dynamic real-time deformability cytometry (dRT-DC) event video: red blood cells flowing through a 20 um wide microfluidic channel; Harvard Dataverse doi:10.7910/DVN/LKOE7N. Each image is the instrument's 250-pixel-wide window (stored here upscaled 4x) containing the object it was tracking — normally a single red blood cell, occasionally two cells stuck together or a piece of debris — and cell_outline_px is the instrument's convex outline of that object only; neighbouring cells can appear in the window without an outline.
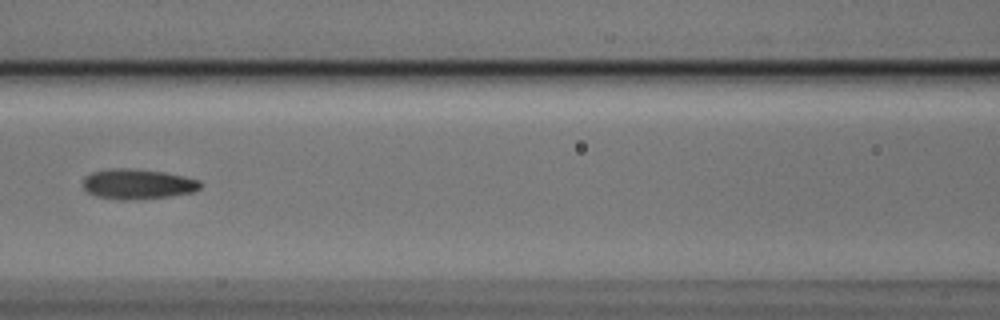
{"species": "Egyptian fruit bat (a non-hibernating species)", "species_latin": "Rousettus aegyptiacus", "temperature_condition": "cold", "stored_images_in_passage": 9, "camera_frame_rate_fps": 3000, "um_per_image_px": 0.085, "animal": {"sex": "male"}, "frame": {"image": 1, "passage_image": 6, "time_ms": 1.667, "image_size_px": [1000, 320], "cell_outline_px": [[204, 184], [200, 188], [192, 192], [144, 200], [120, 200], [96, 196], [88, 192], [80, 184], [84, 176], [92, 172], [108, 168], [128, 168], [164, 172], [184, 176], [200, 180]], "centroid_in_image_um": [11.67, 15.65], "position_along_channel_um": 154.9, "area_um2": 21.04}}
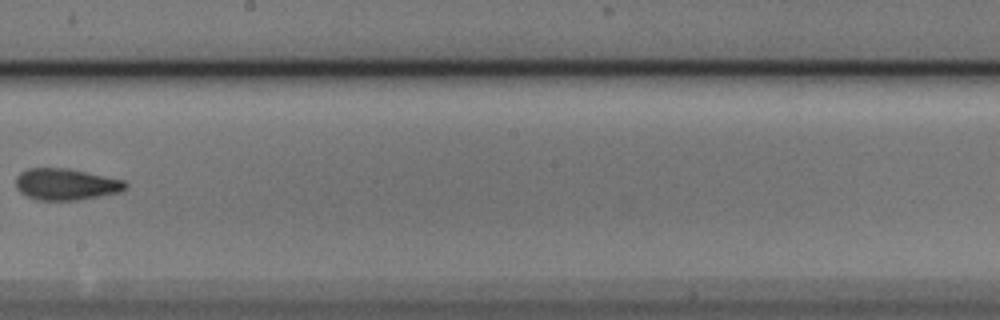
{"frame": {"image": 2, "passage_image": 8, "time_ms": 2.333, "image_size_px": [1000, 320], "cell_outline_px": [[128, 188], [120, 192], [100, 196], [76, 200], [36, 200], [20, 192], [16, 188], [16, 176], [20, 172], [28, 168], [68, 168], [124, 180], [128, 184]], "centroid_in_image_um": [5.61, 15.66], "position_along_channel_um": 242.6, "area_um2": 20.23}}
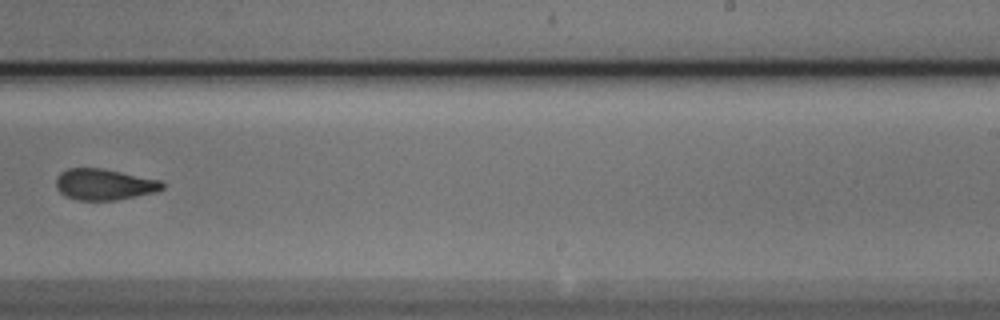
{"frame": {"image": 3, "passage_image": 9, "time_ms": 2.667, "image_size_px": [1000, 320], "cell_outline_px": [[164, 188], [156, 192], [116, 200], [76, 200], [64, 196], [56, 188], [56, 176], [60, 172], [68, 168], [100, 168], [160, 180], [164, 184]], "centroid_in_image_um": [8.82, 15.68], "position_along_channel_um": 280.2, "area_um2": 19.31}}